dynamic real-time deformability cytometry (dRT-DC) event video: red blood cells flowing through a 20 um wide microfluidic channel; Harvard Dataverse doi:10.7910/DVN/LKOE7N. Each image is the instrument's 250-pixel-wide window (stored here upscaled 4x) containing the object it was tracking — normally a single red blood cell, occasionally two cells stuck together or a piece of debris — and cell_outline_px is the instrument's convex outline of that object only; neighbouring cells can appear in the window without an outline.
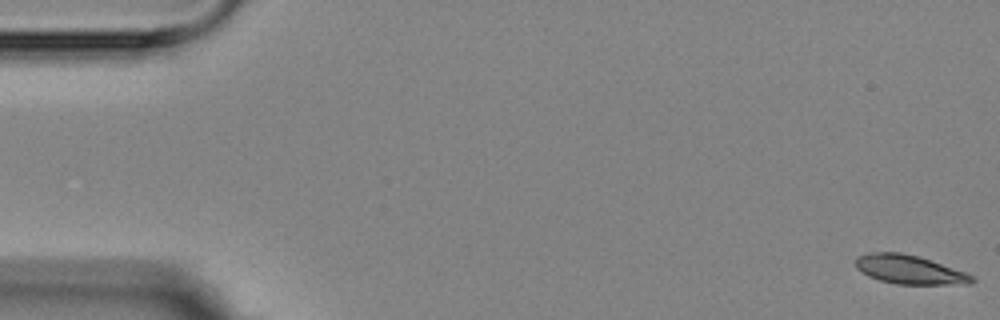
{"species": "Egyptian fruit bat (a non-hibernating species)", "species_latin": "Rousettus aegyptiacus", "temperature_condition": "room temperature", "stored_images_in_passage": 17, "camera_frame_rate_fps": 3000, "um_per_image_px": 0.085, "animal": {"sex": "female"}, "frame": {"image": 1, "passage_image": 1, "time_ms": 0.0, "image_size_px": [1000, 320], "cell_outline_px": [[976, 280], [972, 284], [896, 284], [880, 280], [868, 276], [856, 268], [856, 256], [868, 252], [900, 252], [916, 256], [964, 272], [972, 276]], "centroid_in_image_um": [77.25, 22.92], "position_along_channel_um": 7.7, "area_um2": 19.31}}
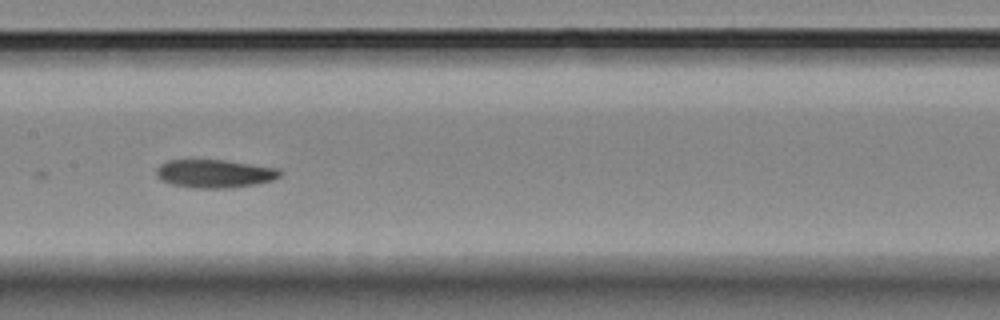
{"frame": {"image": 2, "passage_image": 9, "time_ms": 9.0, "image_size_px": [1000, 320], "cell_outline_px": [[284, 172], [280, 176], [272, 180], [256, 184], [228, 188], [192, 188], [172, 184], [160, 180], [156, 176], [156, 168], [160, 164], [168, 160], [224, 160], [280, 168]], "centroid_in_image_um": [18.25, 14.76], "position_along_channel_um": 189.2, "area_um2": 20.52}}
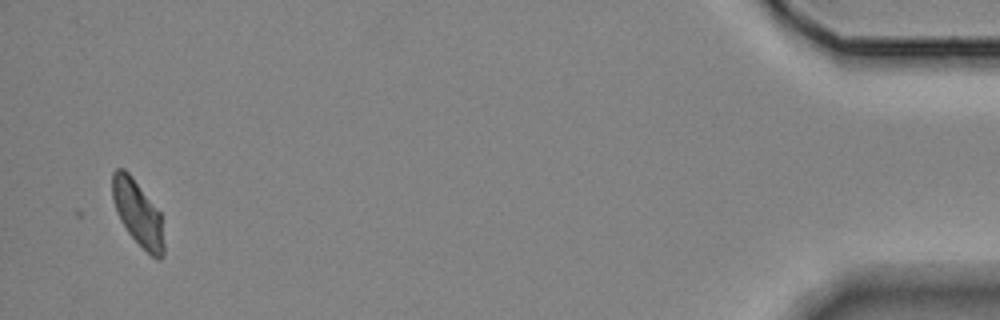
{"frame": {"image": 3, "passage_image": 17, "time_ms": 18.0, "image_size_px": [1000, 320], "cell_outline_px": [[164, 256], [160, 260], [156, 260], [128, 232], [120, 220], [112, 200], [112, 172], [116, 168], [124, 168], [132, 176], [160, 212], [164, 244]], "centroid_in_image_um": [11.71, 18.1], "position_along_channel_um": 423.5, "area_um2": 19.54}}